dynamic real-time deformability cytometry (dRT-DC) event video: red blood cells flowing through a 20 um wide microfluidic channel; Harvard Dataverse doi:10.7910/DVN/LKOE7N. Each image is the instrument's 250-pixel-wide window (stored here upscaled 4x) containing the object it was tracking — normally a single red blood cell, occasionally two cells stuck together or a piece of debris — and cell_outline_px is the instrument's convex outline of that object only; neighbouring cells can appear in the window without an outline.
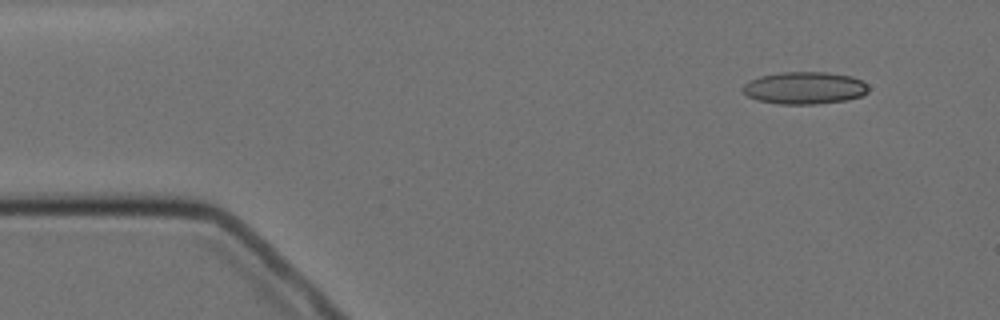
{"species": "Egyptian fruit bat (a non-hibernating species)", "species_latin": "Rousettus aegyptiacus", "temperature_condition": "cold", "stored_images_in_passage": 4, "camera_frame_rate_fps": 3000, "um_per_image_px": 0.085, "animal": {"sex": "female"}, "frame": {"image": 1, "passage_image": 2, "time_ms": 1.0, "image_size_px": [1000, 320], "cell_outline_px": [[868, 92], [860, 96], [848, 100], [816, 104], [780, 104], [760, 100], [748, 96], [740, 88], [748, 80], [760, 76], [780, 72], [828, 72], [852, 76], [868, 84]], "centroid_in_image_um": [68.39, 7.47], "position_along_channel_um": 16.6, "area_um2": 23.76}}
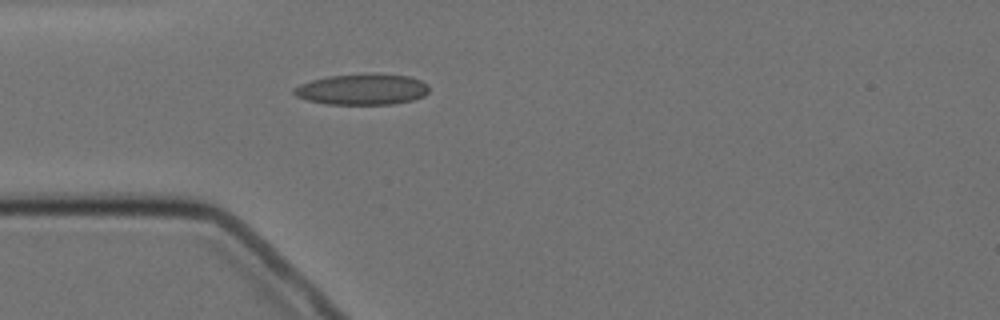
{"frame": {"image": 2, "passage_image": 4, "time_ms": 4.333, "image_size_px": [1000, 320], "cell_outline_px": [[428, 92], [424, 96], [412, 100], [392, 104], [328, 104], [308, 100], [296, 96], [292, 92], [292, 88], [300, 84], [312, 80], [328, 76], [372, 72], [408, 76], [420, 80], [428, 84]], "centroid_in_image_um": [30.79, 7.57], "position_along_channel_um": 54.2, "area_um2": 24.62}}